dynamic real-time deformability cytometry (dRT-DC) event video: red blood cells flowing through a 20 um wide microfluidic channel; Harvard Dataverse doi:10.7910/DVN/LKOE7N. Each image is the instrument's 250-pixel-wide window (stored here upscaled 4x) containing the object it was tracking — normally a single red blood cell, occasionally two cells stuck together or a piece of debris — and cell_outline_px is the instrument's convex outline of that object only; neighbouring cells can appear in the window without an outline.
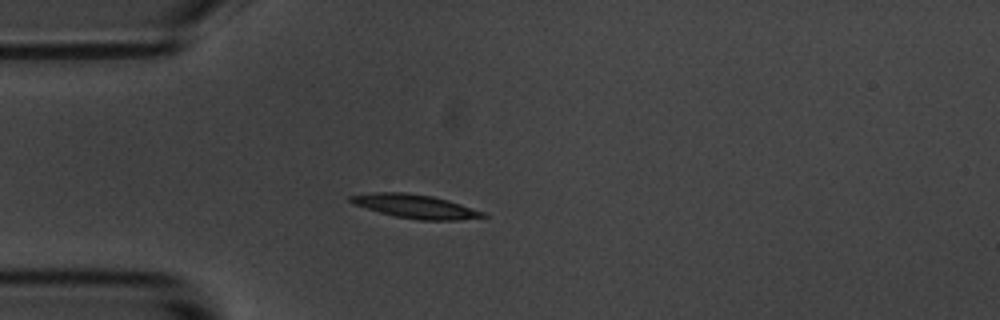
{"species": "common noctule bat (a hibernating species)", "species_latin": "Nyctalus noctula", "temperature_condition": "room temperature", "stored_images_in_passage": 4, "camera_frame_rate_fps": 3000, "um_per_image_px": 0.085, "animal": {"sex": "male", "body_mass_g": 20.1, "forearm_length_mm": 53.5}, "frame": {"image": 1, "passage_image": 3, "time_ms": 2.667, "image_size_px": [1000, 320], "cell_outline_px": [[488, 216], [460, 220], [420, 220], [396, 216], [380, 212], [352, 204], [348, 200], [348, 196], [372, 192], [408, 192], [432, 196], [448, 200], [484, 212]], "centroid_in_image_um": [35.27, 17.53], "position_along_channel_um": 49.7, "area_um2": 18.26}}